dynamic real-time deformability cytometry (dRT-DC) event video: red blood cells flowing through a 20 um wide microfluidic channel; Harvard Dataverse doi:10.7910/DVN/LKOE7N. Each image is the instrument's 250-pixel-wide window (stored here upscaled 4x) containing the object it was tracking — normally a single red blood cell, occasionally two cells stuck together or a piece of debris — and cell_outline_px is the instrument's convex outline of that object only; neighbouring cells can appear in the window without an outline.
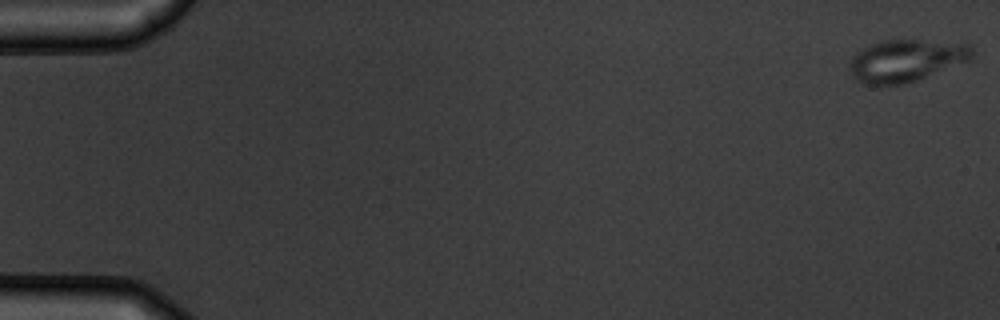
{"species": "common noctule bat (a hibernating species)", "species_latin": "Nyctalus noctula", "temperature_condition": "warm", "stored_images_in_passage": 5, "camera_frame_rate_fps": 3000, "um_per_image_px": 0.085, "animal": {"sex": "male", "body_mass_g": 19.5, "forearm_length_mm": 54.6}, "frame": {"image": 1, "passage_image": 1, "time_ms": 0.0, "image_size_px": [1000, 320], "cell_outline_px": [[972, 56], [968, 60], [904, 84], [864, 84], [856, 80], [848, 72], [848, 68], [852, 56], [856, 52], [868, 44], [880, 40], [920, 40], [972, 44]], "centroid_in_image_um": [76.93, 5.13], "position_along_channel_um": 8.1, "area_um2": 29.88}}